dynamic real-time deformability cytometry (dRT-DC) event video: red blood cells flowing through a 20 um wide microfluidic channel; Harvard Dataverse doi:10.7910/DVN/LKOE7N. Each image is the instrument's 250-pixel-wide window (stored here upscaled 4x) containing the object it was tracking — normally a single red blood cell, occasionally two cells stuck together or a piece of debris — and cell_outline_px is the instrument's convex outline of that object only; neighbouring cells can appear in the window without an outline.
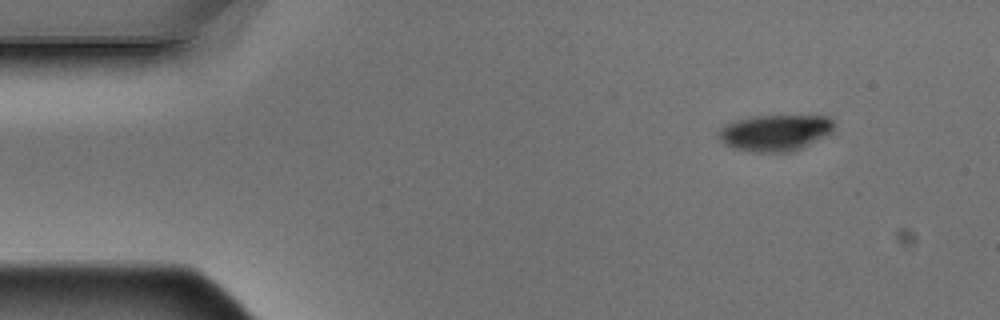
{"species": "Egyptian fruit bat (a non-hibernating species)", "species_latin": "Rousettus aegyptiacus", "temperature_condition": "warm", "stored_images_in_passage": 4, "camera_frame_rate_fps": 3000, "um_per_image_px": 0.085, "animal": {"sex": "male"}, "frame": {"image": 1, "passage_image": 1, "time_ms": 0.0, "image_size_px": [1000, 320], "cell_outline_px": [[832, 128], [828, 132], [800, 148], [788, 152], [756, 152], [732, 148], [724, 144], [716, 136], [724, 124], [736, 120], [756, 116], [828, 116], [832, 120]], "centroid_in_image_um": [65.77, 11.28], "position_along_channel_um": 19.2, "area_um2": 23.87}}
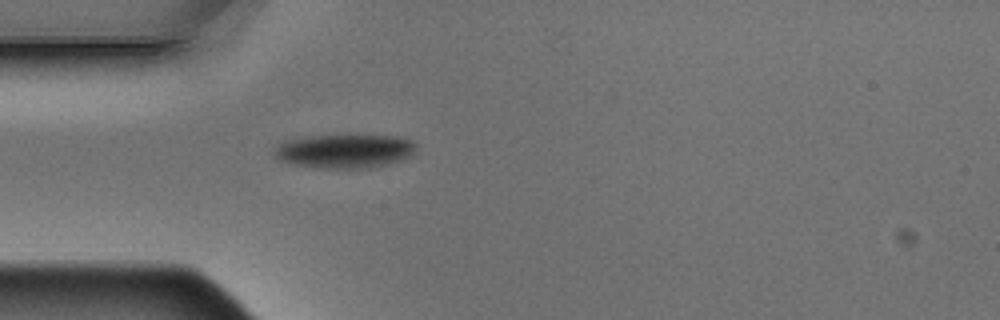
{"frame": {"image": 2, "passage_image": 4, "time_ms": 1.0, "image_size_px": [1000, 320], "cell_outline_px": [[416, 148], [408, 156], [400, 160], [388, 164], [372, 168], [312, 168], [292, 164], [280, 160], [272, 152], [284, 140], [312, 136], [396, 136], [412, 140], [416, 144]], "centroid_in_image_um": [29.27, 12.86], "position_along_channel_um": 55.7, "area_um2": 27.86}}